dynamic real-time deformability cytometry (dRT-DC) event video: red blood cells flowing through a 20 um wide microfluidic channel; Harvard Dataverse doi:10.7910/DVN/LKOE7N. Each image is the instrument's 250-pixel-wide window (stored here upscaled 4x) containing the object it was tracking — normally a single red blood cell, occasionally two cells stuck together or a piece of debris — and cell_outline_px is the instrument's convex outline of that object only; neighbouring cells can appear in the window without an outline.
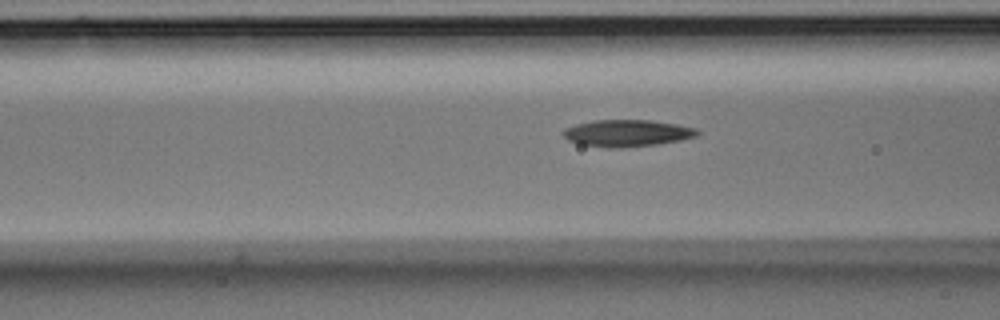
{"species": "Egyptian fruit bat (a non-hibernating species)", "species_latin": "Rousettus aegyptiacus", "temperature_condition": "room temperature", "stored_images_in_passage": 29, "camera_frame_rate_fps": 3000, "um_per_image_px": 0.085, "animal": {"sex": "male"}, "frame": {"image": 1, "passage_image": 6, "time_ms": 1.667, "image_size_px": [1000, 320], "cell_outline_px": [[700, 132], [696, 136], [680, 140], [656, 144], [620, 148], [608, 148], [580, 144], [568, 140], [560, 132], [564, 128], [576, 124], [592, 120], [652, 120], [676, 124], [696, 128]], "centroid_in_image_um": [53.26, 11.31], "position_along_channel_um": 113.3, "area_um2": 21.04}}
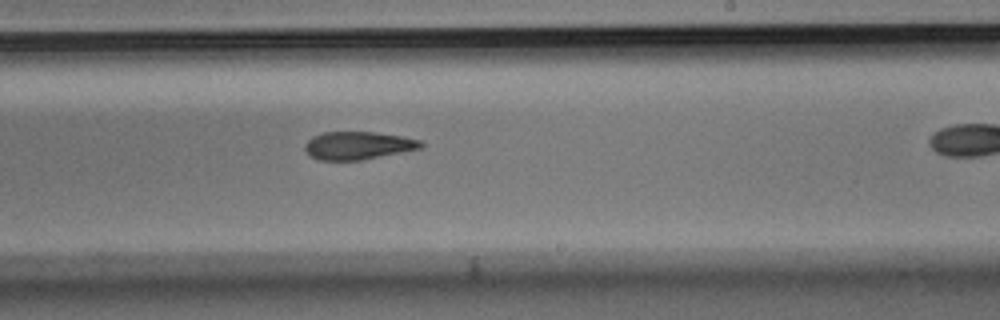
{"frame": {"image": 2, "passage_image": 18, "time_ms": 5.667, "image_size_px": [1000, 320], "cell_outline_px": [[424, 148], [360, 160], [320, 160], [308, 156], [304, 148], [304, 144], [312, 136], [324, 132], [376, 132], [400, 136], [420, 140], [424, 144]], "centroid_in_image_um": [30.41, 12.37], "position_along_channel_um": 258.6, "area_um2": 18.96}}
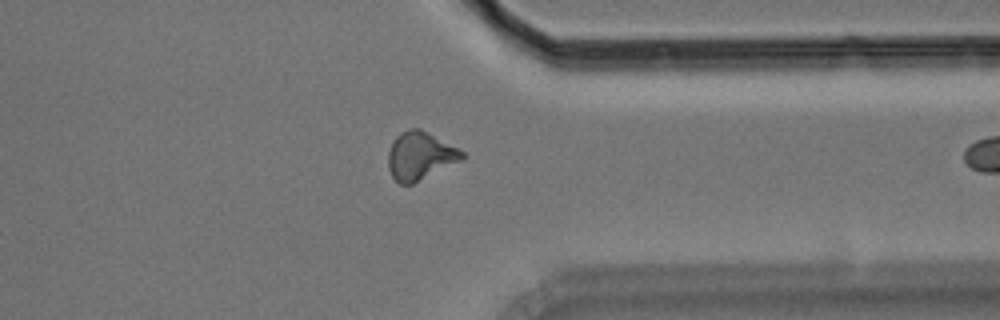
{"frame": {"image": 3, "passage_image": 28, "time_ms": 9.0, "image_size_px": [1000, 320], "cell_outline_px": [[464, 160], [412, 184], [400, 184], [392, 176], [388, 168], [388, 152], [396, 136], [400, 132], [408, 128], [420, 128], [464, 152]], "centroid_in_image_um": [35.7, 13.25], "position_along_channel_um": 375.7, "area_um2": 20.63}}